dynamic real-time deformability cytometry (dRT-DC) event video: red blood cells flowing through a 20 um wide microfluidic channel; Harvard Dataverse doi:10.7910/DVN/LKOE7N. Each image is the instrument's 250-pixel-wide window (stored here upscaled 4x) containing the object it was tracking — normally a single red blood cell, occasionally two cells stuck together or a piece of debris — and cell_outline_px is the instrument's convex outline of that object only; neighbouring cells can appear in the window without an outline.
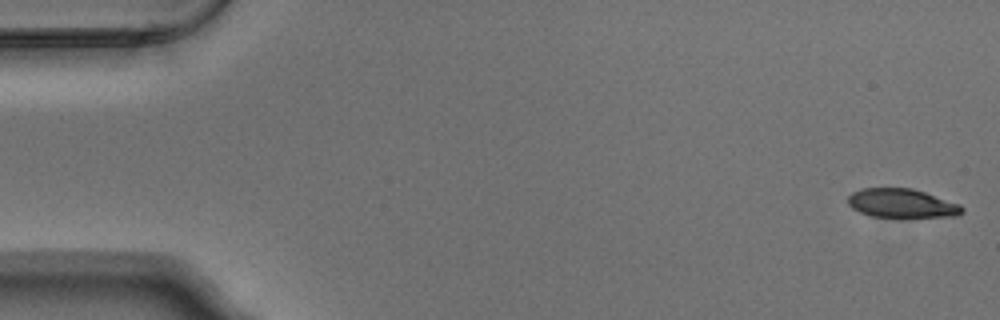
{"species": "Egyptian fruit bat (a non-hibernating species)", "species_latin": "Rousettus aegyptiacus", "temperature_condition": "warm", "stored_images_in_passage": 54, "camera_frame_rate_fps": 3000, "um_per_image_px": 0.085, "animal": {"sex": "male"}, "frame": {"image": 1, "passage_image": 1, "time_ms": 0.0, "image_size_px": [1000, 320], "cell_outline_px": [[964, 212], [956, 216], [872, 216], [860, 212], [852, 208], [848, 204], [848, 196], [852, 192], [860, 188], [912, 188], [960, 204], [964, 208]], "centroid_in_image_um": [76.63, 17.26], "position_along_channel_um": 8.4, "area_um2": 18.96}}
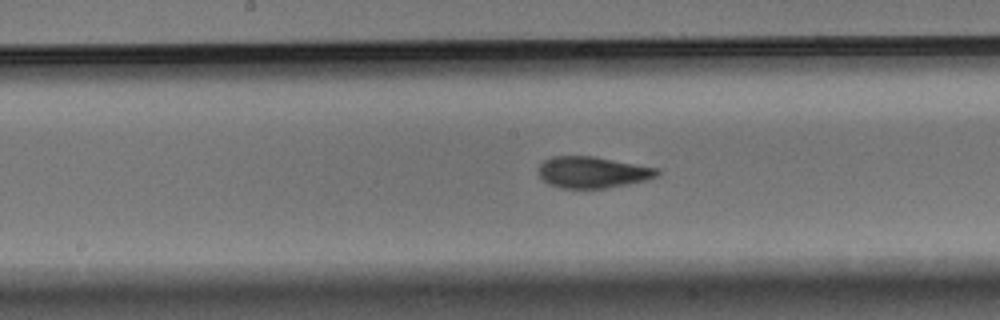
{"frame": {"image": 2, "passage_image": 27, "time_ms": 8.667, "image_size_px": [1000, 320], "cell_outline_px": [[660, 176], [628, 184], [604, 188], [560, 188], [548, 184], [536, 172], [540, 164], [544, 160], [552, 156], [592, 156], [636, 164], [656, 168], [660, 172]], "centroid_in_image_um": [50.33, 14.64], "position_along_channel_um": 197.9, "area_um2": 21.68}}
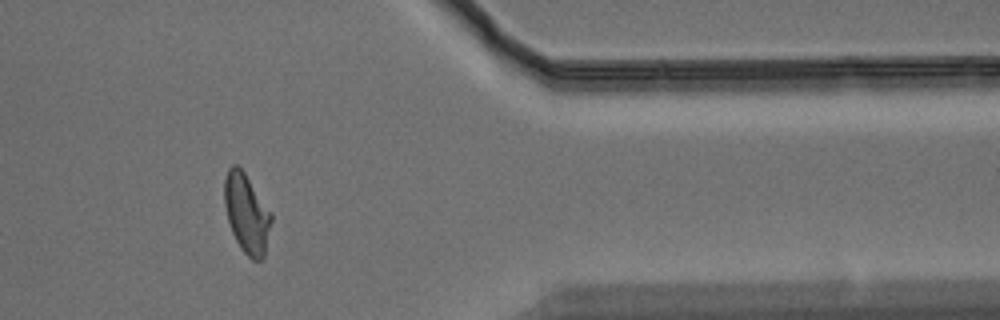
{"frame": {"image": 3, "passage_image": 44, "time_ms": 14.333, "image_size_px": [1000, 320], "cell_outline_px": [[272, 220], [264, 256], [260, 260], [252, 260], [240, 248], [232, 232], [228, 220], [224, 204], [224, 180], [228, 168], [232, 164], [236, 164], [244, 172], [272, 212]], "centroid_in_image_um": [20.97, 18.13], "position_along_channel_um": 390.4, "area_um2": 21.68}, "authors_computed_cell_mechanics": {"area_um2": 21.4438, "velocity_mm_per_s": 3.7659, "shape_relaxation_time_tau1_ms": 4.9395, "shape_relaxation_time_tau2_ms": 1.425, "deformation_change_tau1": 0.1947, "deformation_change_tau2": 0.0833}}